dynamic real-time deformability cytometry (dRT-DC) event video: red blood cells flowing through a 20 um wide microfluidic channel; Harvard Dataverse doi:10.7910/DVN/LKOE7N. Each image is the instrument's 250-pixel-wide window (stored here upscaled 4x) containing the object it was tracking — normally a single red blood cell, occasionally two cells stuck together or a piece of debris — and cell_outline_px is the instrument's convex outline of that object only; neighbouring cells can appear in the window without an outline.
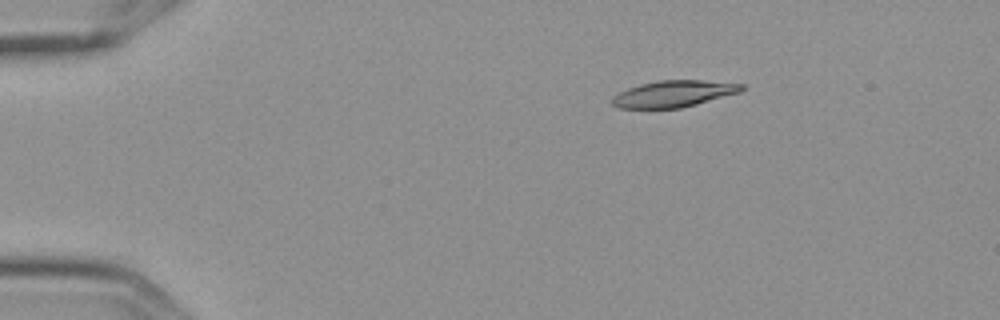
{"species": "Egyptian fruit bat (a non-hibernating species)", "species_latin": "Rousettus aegyptiacus", "temperature_condition": "cold", "stored_images_in_passage": 5, "camera_frame_rate_fps": 3000, "um_per_image_px": 0.085, "frame": {"image": 1, "passage_image": 2, "time_ms": 0.333, "image_size_px": [1000, 320], "cell_outline_px": [[744, 88], [740, 92], [696, 104], [680, 108], [616, 108], [612, 104], [612, 96], [628, 88], [640, 84], [660, 80], [700, 80], [744, 84]], "centroid_in_image_um": [57.24, 7.97], "position_along_channel_um": 27.8, "area_um2": 19.88}}